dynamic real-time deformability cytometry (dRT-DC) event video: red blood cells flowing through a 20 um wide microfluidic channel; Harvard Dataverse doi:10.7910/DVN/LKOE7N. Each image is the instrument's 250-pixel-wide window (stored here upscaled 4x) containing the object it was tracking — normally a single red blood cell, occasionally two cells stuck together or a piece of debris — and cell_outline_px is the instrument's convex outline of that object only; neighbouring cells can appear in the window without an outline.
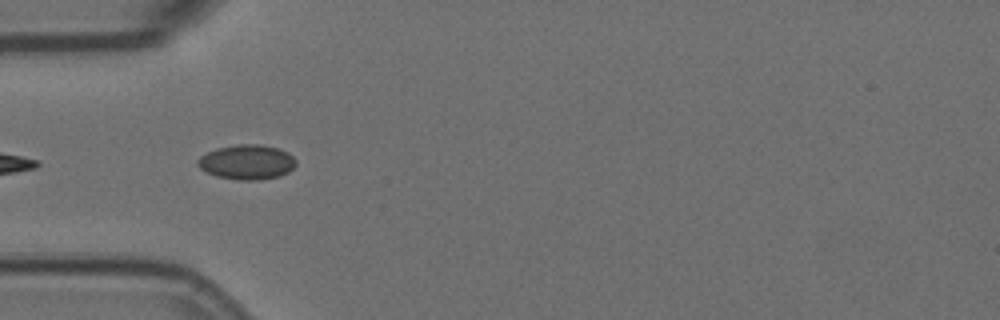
{"species": "Egyptian fruit bat (a non-hibernating species)", "species_latin": "Rousettus aegyptiacus", "temperature_condition": "room temperature", "stored_images_in_passage": 5, "camera_frame_rate_fps": 3000, "um_per_image_px": 0.085, "animal": {"sex": "female"}, "frame": {"image": 1, "passage_image": 4, "time_ms": 1.0, "image_size_px": [1000, 320], "cell_outline_px": [[296, 164], [288, 172], [280, 176], [260, 180], [240, 180], [216, 176], [200, 168], [196, 164], [196, 160], [200, 156], [216, 148], [236, 144], [260, 144], [280, 148], [288, 152], [296, 160]], "centroid_in_image_um": [20.99, 13.77], "position_along_channel_um": 64.0, "area_um2": 20.06}}
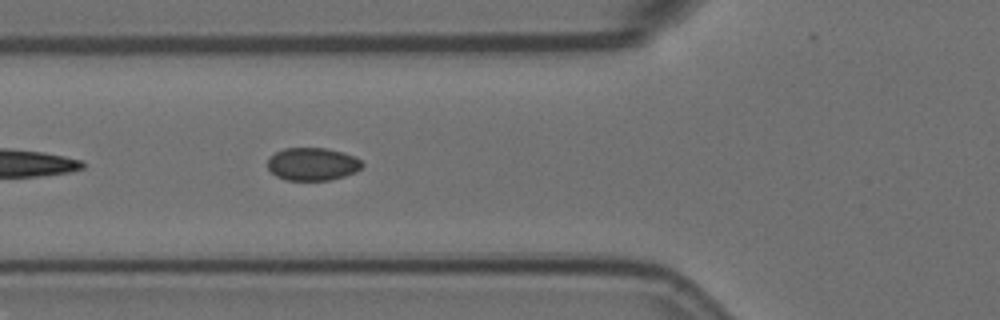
{"frame": {"image": 2, "passage_image": 5, "time_ms": 1.333, "image_size_px": [1000, 320], "cell_outline_px": [[364, 164], [356, 172], [332, 180], [284, 180], [276, 176], [268, 168], [268, 160], [276, 152], [284, 148], [324, 148], [340, 152], [352, 156], [360, 160]], "centroid_in_image_um": [26.55, 13.96], "position_along_channel_um": 99.2, "area_um2": 17.92}}